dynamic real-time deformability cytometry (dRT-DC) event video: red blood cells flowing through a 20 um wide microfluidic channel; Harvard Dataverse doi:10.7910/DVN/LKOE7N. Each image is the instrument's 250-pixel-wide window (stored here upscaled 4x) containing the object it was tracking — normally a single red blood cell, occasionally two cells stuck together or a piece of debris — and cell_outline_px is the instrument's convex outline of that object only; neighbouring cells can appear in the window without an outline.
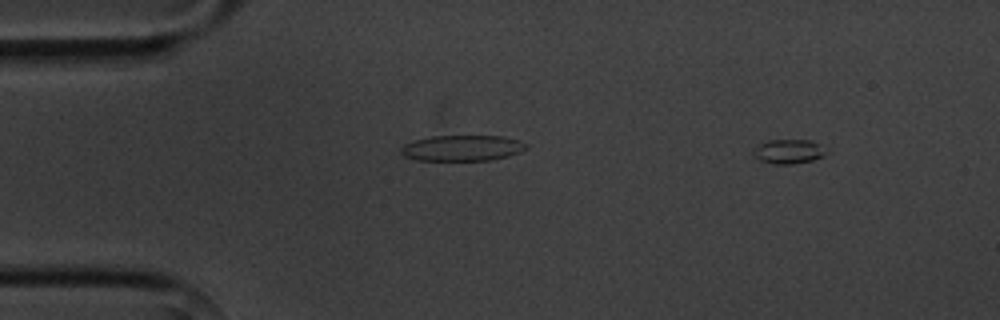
{"species": "common noctule bat (a hibernating species)", "species_latin": "Nyctalus noctula", "temperature_condition": "cold", "stored_images_in_passage": 5, "camera_frame_rate_fps": 3000, "um_per_image_px": 0.085, "animal": {"sex": "male", "body_mass_g": 20.1, "forearm_length_mm": 53.5}, "frame": {"image": 1, "passage_image": 1, "time_ms": 0.0, "image_size_px": [1000, 320], "cell_outline_px": [[828, 152], [824, 156], [812, 160], [788, 164], [772, 164], [760, 160], [752, 152], [760, 144], [768, 140], [808, 140], [820, 144]], "centroid_in_image_um": [67.06, 12.87], "position_along_channel_um": 17.9, "area_um2": 10.17}}